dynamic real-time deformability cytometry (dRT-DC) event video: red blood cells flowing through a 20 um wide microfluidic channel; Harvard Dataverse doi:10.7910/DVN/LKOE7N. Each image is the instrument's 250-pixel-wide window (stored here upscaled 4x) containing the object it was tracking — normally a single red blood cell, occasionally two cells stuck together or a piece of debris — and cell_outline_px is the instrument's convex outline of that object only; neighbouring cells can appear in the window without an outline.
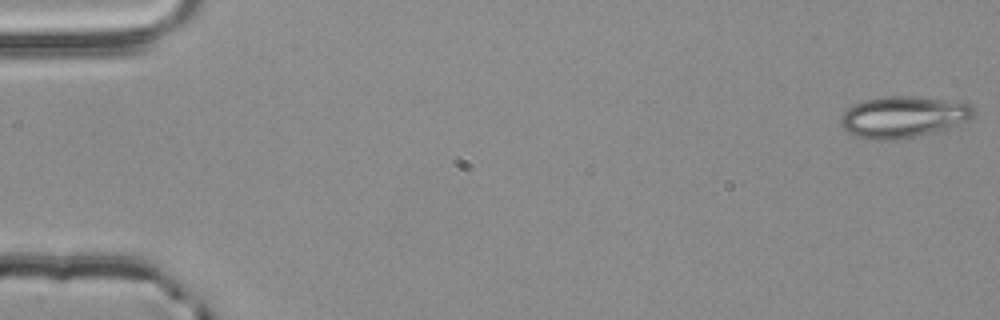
{"species": "common noctule bat (a hibernating species)", "species_latin": "Nyctalus noctula", "temperature_condition": "room temperature", "stored_images_in_passage": 54, "camera_frame_rate_fps": 3000, "um_per_image_px": 0.085, "animal": {"sex": "male", "body_mass_g": 20.4}, "frame": {"image": 1, "passage_image": 1, "time_ms": 0.0, "image_size_px": [1000, 320], "cell_outline_px": [[976, 112], [972, 116], [948, 128], [936, 132], [916, 136], [892, 140], [872, 140], [856, 136], [848, 132], [844, 128], [840, 120], [840, 116], [848, 108], [856, 104], [868, 100], [888, 96], [912, 96], [964, 100]], "centroid_in_image_um": [76.8, 9.93], "position_along_channel_um": 8.2, "area_um2": 32.02}}
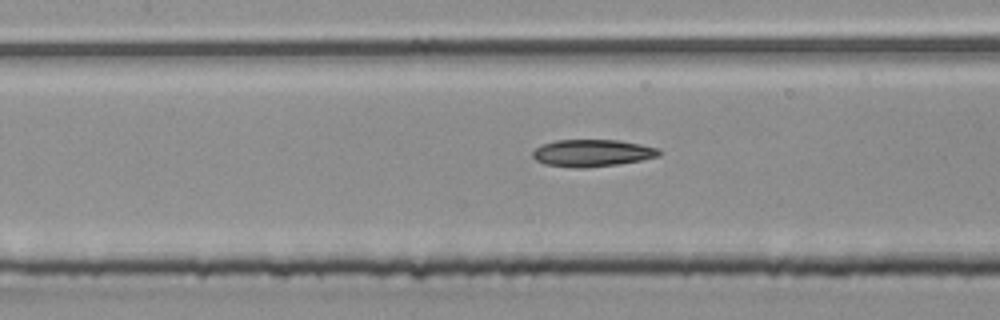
{"frame": {"image": 2, "passage_image": 25, "time_ms": 8.0, "image_size_px": [1000, 320], "cell_outline_px": [[660, 152], [656, 156], [640, 160], [620, 164], [584, 168], [572, 168], [544, 164], [536, 160], [532, 156], [532, 152], [540, 144], [556, 140], [616, 140], [640, 144], [660, 148]], "centroid_in_image_um": [50.28, 13.01], "position_along_channel_um": 157.1, "area_um2": 20.0}}
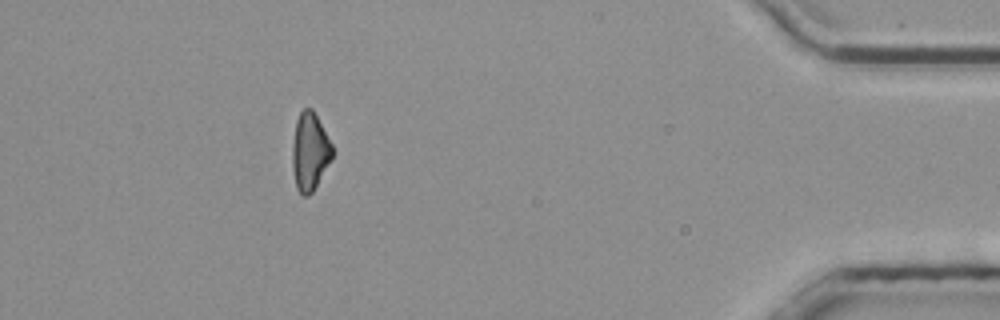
{"frame": {"image": 3, "passage_image": 49, "time_ms": 16.0, "image_size_px": [1000, 320], "cell_outline_px": [[332, 160], [312, 192], [308, 196], [304, 196], [296, 188], [292, 168], [292, 144], [296, 120], [300, 112], [304, 108], [312, 108], [332, 144]], "centroid_in_image_um": [26.32, 12.89], "position_along_channel_um": 408.9, "area_um2": 18.15}, "authors_computed_cell_mechanics": {"area_um2": 19.6809, "velocity_mm_per_s": 3.8599, "shape_relaxation_time_tau1_ms": null, "shape_relaxation_time_tau2_ms": 11.2425, "deformation_change_tau1": null, "deformation_change_tau2": 0.25}}